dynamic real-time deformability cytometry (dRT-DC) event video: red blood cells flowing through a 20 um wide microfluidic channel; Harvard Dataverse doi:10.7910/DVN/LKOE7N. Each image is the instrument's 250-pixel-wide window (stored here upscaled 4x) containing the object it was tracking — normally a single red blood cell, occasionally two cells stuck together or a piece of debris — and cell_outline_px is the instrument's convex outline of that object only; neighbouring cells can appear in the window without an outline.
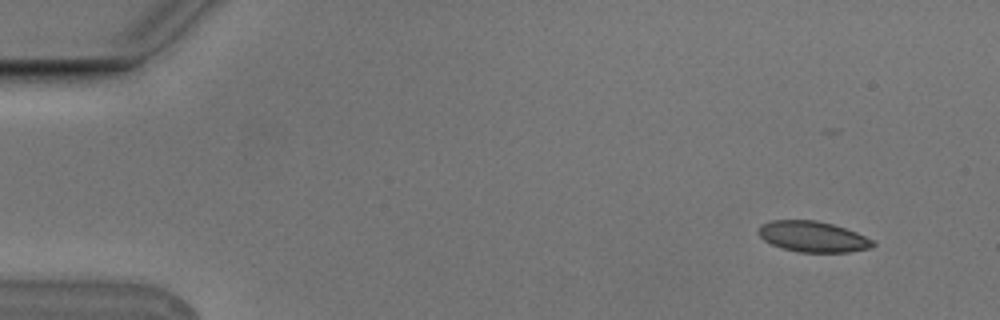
{"species": "Egyptian fruit bat (a non-hibernating species)", "species_latin": "Rousettus aegyptiacus", "temperature_condition": "cold", "stored_images_in_passage": 5, "camera_frame_rate_fps": 3000, "um_per_image_px": 0.085, "animal": {"sex": "male"}, "frame": {"image": 1, "passage_image": 1, "time_ms": 0.0, "image_size_px": [1000, 320], "cell_outline_px": [[876, 244], [872, 248], [848, 252], [800, 252], [784, 248], [772, 244], [764, 240], [756, 232], [760, 224], [772, 220], [816, 220], [832, 224], [856, 232], [872, 240]], "centroid_in_image_um": [69.07, 20.11], "position_along_channel_um": 15.9, "area_um2": 20.46}}
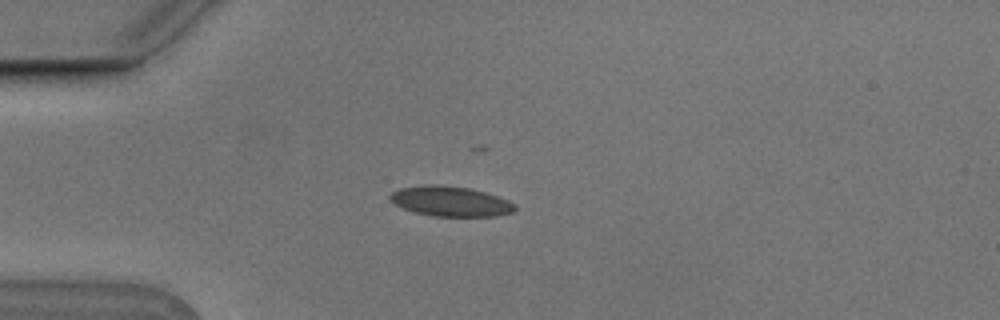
{"frame": {"image": 2, "passage_image": 4, "time_ms": 1.0, "image_size_px": [1000, 320], "cell_outline_px": [[516, 208], [512, 212], [496, 216], [432, 216], [412, 212], [388, 200], [388, 196], [392, 192], [400, 188], [428, 184], [436, 184], [468, 188], [484, 192], [508, 200], [516, 204]], "centroid_in_image_um": [38.26, 17.11], "position_along_channel_um": 46.7, "area_um2": 21.85}}
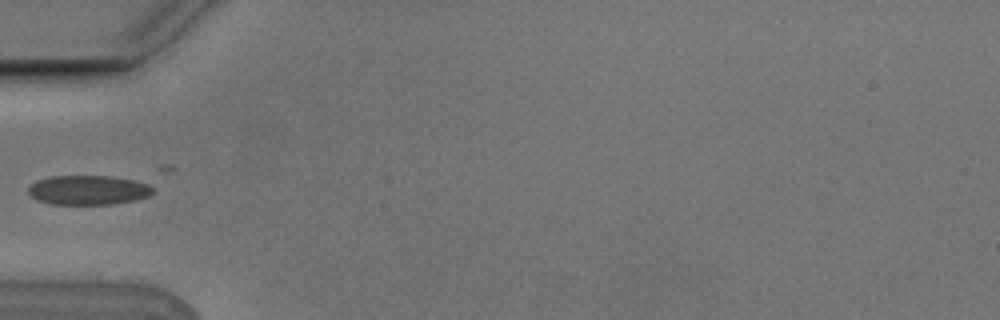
{"frame": {"image": 3, "passage_image": 5, "time_ms": 1.333, "image_size_px": [1000, 320], "cell_outline_px": [[156, 192], [148, 196], [136, 200], [112, 204], [48, 204], [36, 200], [28, 192], [28, 188], [36, 180], [52, 176], [112, 176], [132, 180], [148, 184], [156, 188]], "centroid_in_image_um": [7.52, 16.16], "position_along_channel_um": 77.5, "area_um2": 21.56}}